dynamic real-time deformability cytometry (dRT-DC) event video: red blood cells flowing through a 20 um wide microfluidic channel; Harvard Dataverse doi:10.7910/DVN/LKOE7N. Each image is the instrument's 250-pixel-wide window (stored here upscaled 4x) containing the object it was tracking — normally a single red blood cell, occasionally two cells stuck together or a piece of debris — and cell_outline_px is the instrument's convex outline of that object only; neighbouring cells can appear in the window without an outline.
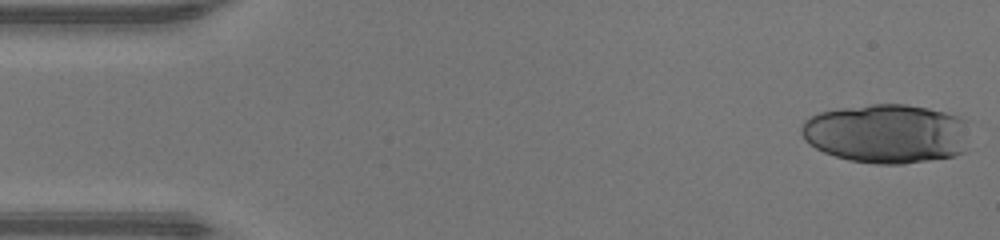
{"species": "human", "species_latin": "Homo sapiens", "temperature_condition": "warm", "stored_images_in_passage": 28, "camera_frame_rate_fps": 3000, "um_per_image_px": 0.085, "donor": {"sex": "male"}, "frame": {"image": 1, "passage_image": 1, "time_ms": 0.0, "image_size_px": [1000, 240], "cell_outline_px": [[968, 152], [956, 156], [904, 164], [876, 164], [848, 160], [824, 152], [816, 148], [804, 140], [800, 132], [800, 128], [804, 120], [820, 112], [840, 108], [872, 104], [904, 104], [928, 108], [960, 116], [968, 120]], "centroid_in_image_um": [75.42, 11.36], "position_along_channel_um": 9.6, "area_um2": 59.01}}
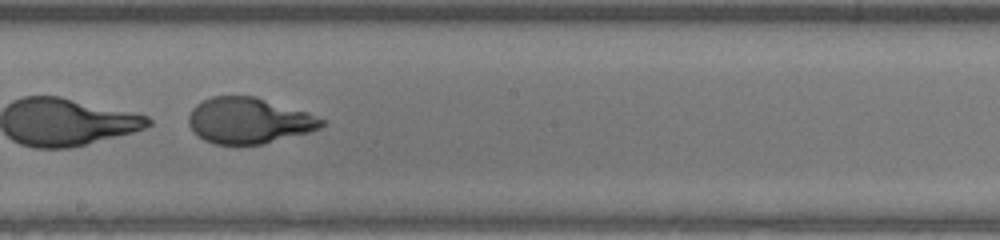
{"frame": {"image": 2, "passage_image": 26, "time_ms": 8.333, "image_size_px": [1000, 240], "cell_outline_px": [[324, 124], [320, 128], [308, 132], [264, 144], [216, 144], [204, 140], [188, 124], [188, 116], [192, 108], [196, 104], [212, 96], [256, 96], [308, 112], [324, 120]], "centroid_in_image_um": [21.15, 10.24], "position_along_channel_um": 227.0, "area_um2": 35.43}}